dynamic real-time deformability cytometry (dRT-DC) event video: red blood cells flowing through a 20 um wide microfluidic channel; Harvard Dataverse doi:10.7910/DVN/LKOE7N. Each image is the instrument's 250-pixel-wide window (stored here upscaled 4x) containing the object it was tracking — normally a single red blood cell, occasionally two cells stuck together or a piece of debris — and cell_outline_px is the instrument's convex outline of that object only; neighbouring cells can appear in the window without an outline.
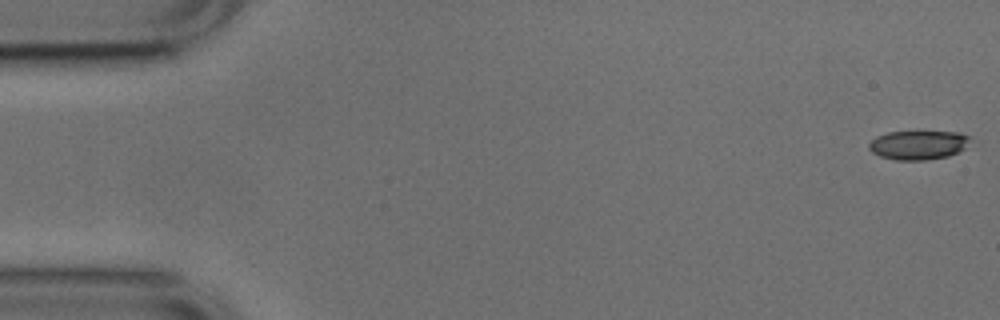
{"species": "common noctule bat (a hibernating species)", "species_latin": "Nyctalus noctula", "temperature_condition": "cold", "stored_images_in_passage": 53, "camera_frame_rate_fps": 3000, "um_per_image_px": 0.085, "animal": {"sex": "male", "body_mass_g": 17.9, "forearm_length_mm": 54.2}, "frame": {"image": 1, "passage_image": 1, "time_ms": 0.0, "image_size_px": [1000, 320], "cell_outline_px": [[968, 136], [964, 148], [948, 156], [928, 160], [896, 160], [880, 156], [872, 152], [868, 148], [868, 144], [876, 136], [888, 132], [960, 132]], "centroid_in_image_um": [77.98, 12.33], "position_along_channel_um": 7.0, "area_um2": 16.88}}
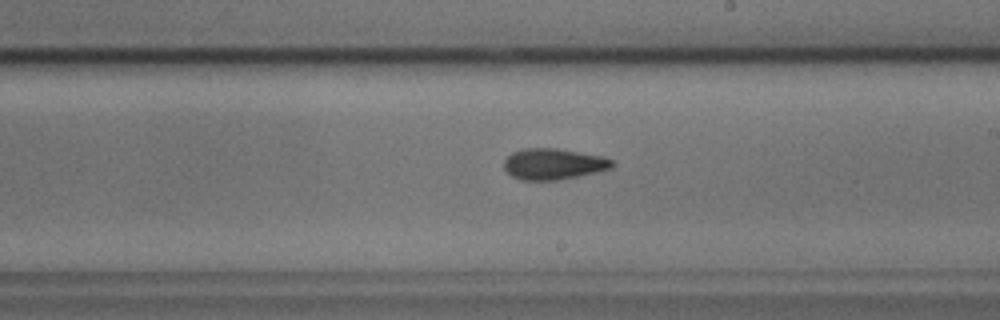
{"frame": {"image": 2, "passage_image": 30, "time_ms": 9.667, "image_size_px": [1000, 320], "cell_outline_px": [[616, 164], [612, 168], [600, 172], [556, 180], [520, 180], [512, 176], [504, 168], [504, 160], [512, 152], [524, 148], [556, 148], [604, 156], [612, 160]], "centroid_in_image_um": [47.08, 13.94], "position_along_channel_um": 241.9, "area_um2": 19.77}}
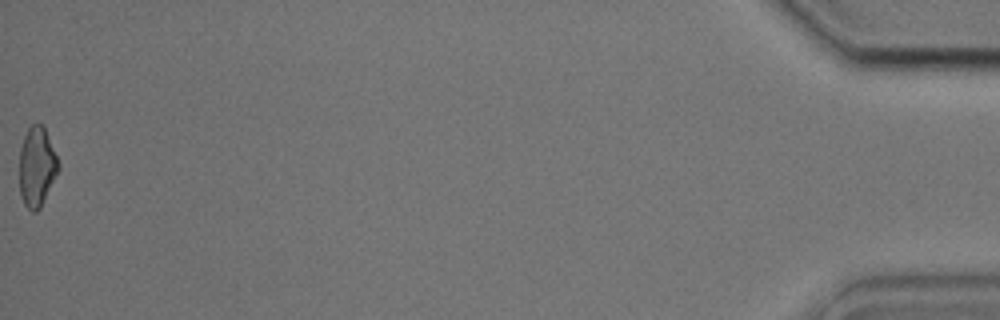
{"frame": {"image": 3, "passage_image": 53, "time_ms": 17.333, "image_size_px": [1000, 320], "cell_outline_px": [[60, 168], [40, 208], [36, 212], [32, 212], [24, 204], [20, 196], [20, 148], [24, 136], [28, 128], [32, 124], [44, 124], [60, 164]], "centroid_in_image_um": [3.14, 14.16], "position_along_channel_um": 432.1, "area_um2": 18.21}, "authors_computed_cell_mechanics": {"area_um2": 18.785, "velocity_mm_per_s": 3.7874, "shape_relaxation_time_tau1_ms": 5.3696, "shape_relaxation_time_tau2_ms": 3.3985, "deformation_change_tau1": 0.1279, "deformation_change_tau2": 0.1153}}